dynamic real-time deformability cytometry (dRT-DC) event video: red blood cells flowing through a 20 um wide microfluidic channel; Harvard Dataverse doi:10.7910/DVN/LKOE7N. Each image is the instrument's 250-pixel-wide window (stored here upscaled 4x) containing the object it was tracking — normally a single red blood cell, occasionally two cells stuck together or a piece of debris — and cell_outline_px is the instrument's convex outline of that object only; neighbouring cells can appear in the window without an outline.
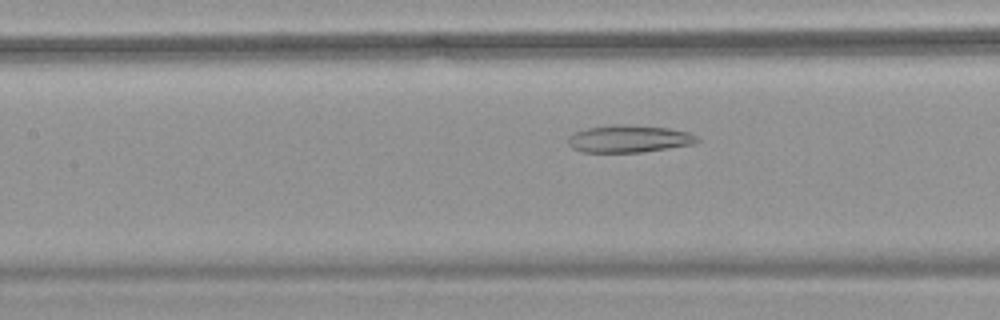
{"species": "common noctule bat (a hibernating species)", "species_latin": "Nyctalus noctula", "temperature_condition": "warm", "stored_images_in_passage": 55, "camera_frame_rate_fps": 3000, "um_per_image_px": 0.085, "animal": {"sex": "female", "body_mass_g": 18.4}, "frame": {"image": 1, "passage_image": 26, "time_ms": 8.333, "image_size_px": [1000, 320], "cell_outline_px": [[700, 140], [692, 144], [668, 148], [640, 152], [580, 152], [572, 148], [568, 144], [568, 136], [576, 132], [588, 128], [612, 124], [624, 124], [668, 128], [688, 132], [696, 136]], "centroid_in_image_um": [53.43, 11.8], "position_along_channel_um": 154.0, "area_um2": 20.46}}
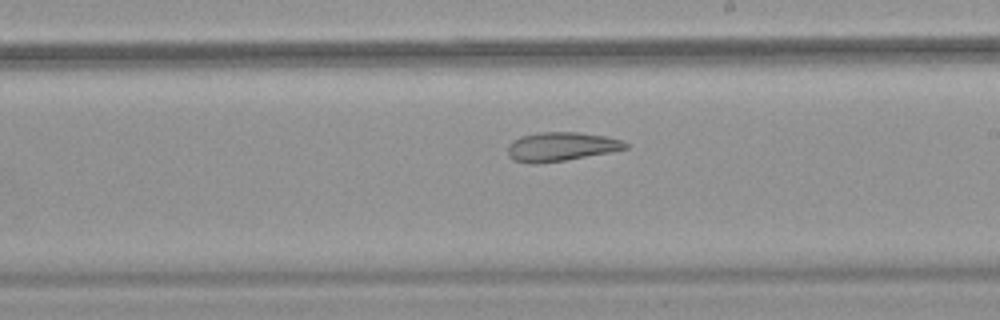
{"frame": {"image": 2, "passage_image": 33, "time_ms": 10.667, "image_size_px": [1000, 320], "cell_outline_px": [[628, 148], [608, 152], [564, 160], [536, 164], [528, 164], [512, 160], [508, 156], [508, 144], [512, 140], [520, 136], [540, 132], [576, 132], [604, 136], [620, 140], [628, 144]], "centroid_in_image_um": [47.6, 12.47], "position_along_channel_um": 241.4, "area_um2": 19.77}}
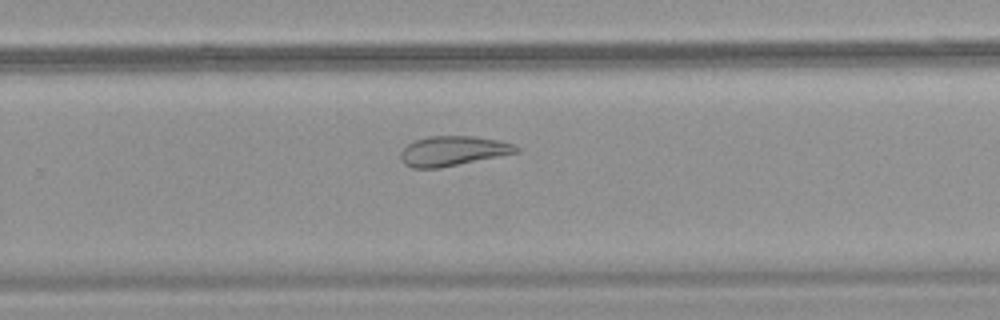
{"frame": {"image": 3, "passage_image": 37, "time_ms": 12.0, "image_size_px": [1000, 320], "cell_outline_px": [[520, 152], [440, 168], [412, 168], [404, 164], [400, 160], [400, 152], [408, 144], [416, 140], [428, 136], [476, 136], [500, 140], [512, 144], [520, 148]], "centroid_in_image_um": [38.5, 12.83], "position_along_channel_um": 291.3, "area_um2": 20.17}, "authors_computed_cell_mechanics": {"area_um2": 28.033, "velocity_mm_per_s": 3.7641, "shape_relaxation_time_tau1_ms": null, "shape_relaxation_time_tau2_ms": 2.9386, "deformation_change_tau1": null, "deformation_change_tau2": 0.1056}}